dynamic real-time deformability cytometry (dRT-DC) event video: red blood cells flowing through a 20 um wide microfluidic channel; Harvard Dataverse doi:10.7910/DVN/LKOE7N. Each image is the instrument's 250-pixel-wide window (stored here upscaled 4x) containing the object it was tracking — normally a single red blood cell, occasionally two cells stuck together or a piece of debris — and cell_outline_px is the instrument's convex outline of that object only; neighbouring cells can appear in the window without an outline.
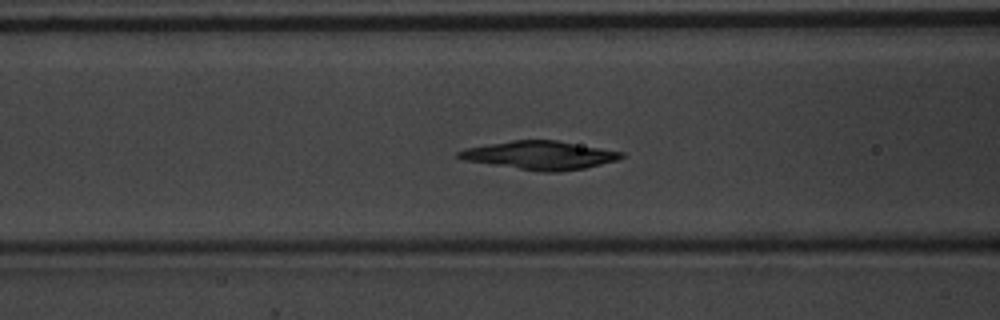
{"species": "common noctule bat (a hibernating species)", "species_latin": "Nyctalus noctula", "temperature_condition": "warm", "stored_images_in_passage": 55, "camera_frame_rate_fps": 3000, "um_per_image_px": 0.085, "animal": {"sex": "male", "body_mass_g": 20.1, "forearm_length_mm": 53.5}, "frame": {"image": 1, "passage_image": 23, "time_ms": 7.333, "image_size_px": [1000, 320], "cell_outline_px": [[624, 156], [616, 160], [584, 168], [560, 172], [540, 172], [464, 160], [456, 156], [456, 152], [468, 148], [512, 140], [556, 140], [624, 152]], "centroid_in_image_um": [45.9, 13.2], "position_along_channel_um": 120.7, "area_um2": 26.65}}
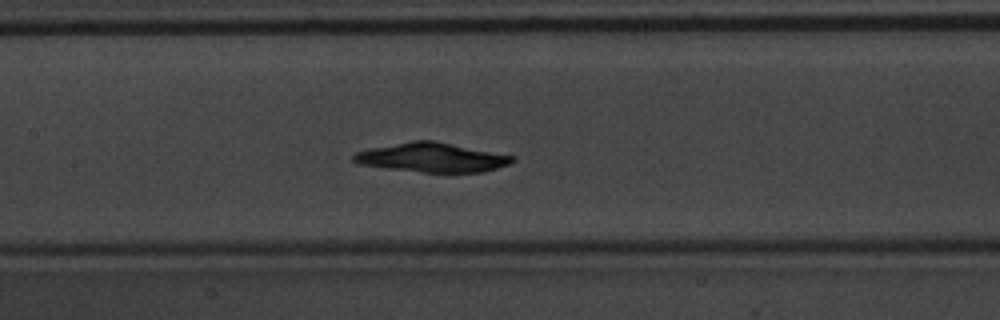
{"frame": {"image": 2, "passage_image": 27, "time_ms": 8.667, "image_size_px": [1000, 320], "cell_outline_px": [[516, 160], [508, 164], [496, 168], [480, 172], [424, 172], [388, 168], [356, 164], [352, 160], [352, 156], [356, 152], [368, 148], [412, 140], [432, 140], [516, 156]], "centroid_in_image_um": [36.68, 13.38], "position_along_channel_um": 170.7, "area_um2": 26.99}}
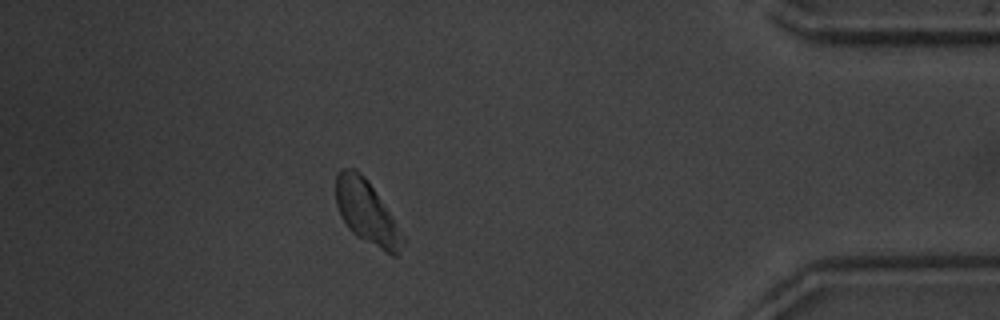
{"frame": {"image": 3, "passage_image": 49, "time_ms": 16.0, "image_size_px": [1000, 320], "cell_outline_px": [[404, 240], [396, 256], [392, 256], [356, 236], [348, 228], [340, 216], [336, 204], [336, 172], [340, 168], [356, 168], [368, 180], [404, 236]], "centroid_in_image_um": [31.12, 18.02], "position_along_channel_um": 404.1, "area_um2": 24.51}}